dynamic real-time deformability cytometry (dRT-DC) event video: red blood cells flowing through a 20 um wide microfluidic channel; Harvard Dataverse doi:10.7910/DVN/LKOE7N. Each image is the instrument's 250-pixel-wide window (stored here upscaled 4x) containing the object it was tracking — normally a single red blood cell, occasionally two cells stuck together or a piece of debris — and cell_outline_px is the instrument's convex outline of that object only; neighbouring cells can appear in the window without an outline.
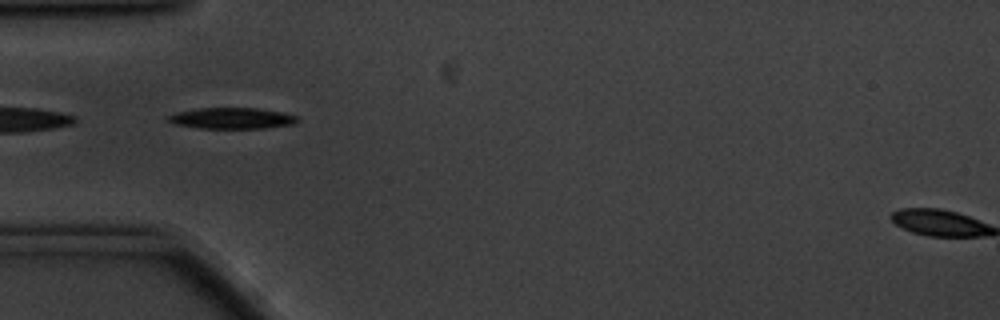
{"species": "common noctule bat (a hibernating species)", "species_latin": "Nyctalus noctula", "temperature_condition": "cold", "stored_images_in_passage": 48, "camera_frame_rate_fps": 3000, "um_per_image_px": 0.085, "animal": {"sex": "male", "body_mass_g": 20.1, "forearm_length_mm": 53.5}, "frame": {"image": 1, "passage_image": 8, "time_ms": 2.333, "image_size_px": [1000, 320], "cell_outline_px": [[300, 120], [292, 124], [264, 128], [200, 128], [176, 124], [164, 120], [168, 116], [176, 112], [196, 108], [256, 108], [284, 112], [296, 116]], "centroid_in_image_um": [19.69, 10.04], "position_along_channel_um": 65.3, "area_um2": 15.9}}
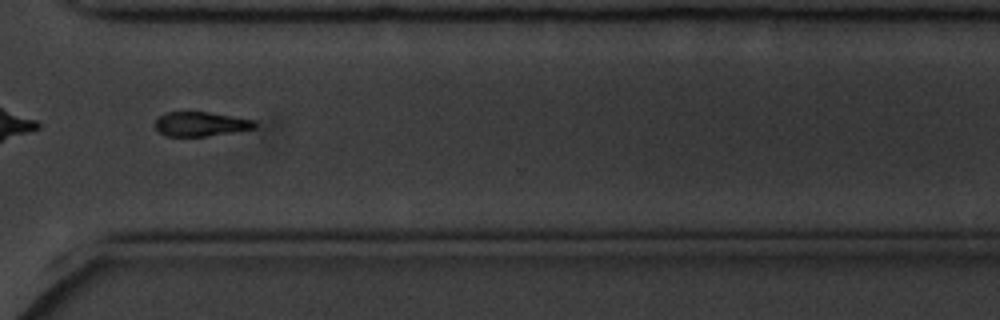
{"frame": {"image": 2, "passage_image": 33, "time_ms": 10.667, "image_size_px": [1000, 320], "cell_outline_px": [[256, 128], [204, 136], [168, 136], [160, 132], [156, 128], [156, 120], [164, 112], [208, 112], [256, 120]], "centroid_in_image_um": [17.07, 10.53], "position_along_channel_um": 353.5, "area_um2": 13.93}}
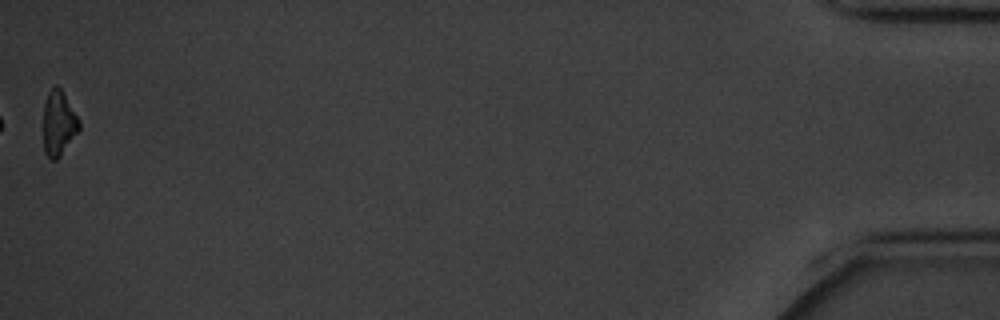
{"frame": {"image": 3, "passage_image": 48, "time_ms": 15.667, "image_size_px": [1000, 320], "cell_outline_px": [[80, 128], [60, 156], [56, 160], [52, 160], [44, 152], [44, 104], [48, 92], [56, 84], [60, 88], [80, 120]], "centroid_in_image_um": [4.98, 10.47], "position_along_channel_um": 430.2, "area_um2": 13.29}, "authors_computed_cell_mechanics": {"area_um2": 15.8083, "velocity_mm_per_s": 3.4611, "shape_relaxation_time_tau1_ms": 2.2781, "shape_relaxation_time_tau2_ms": null, "deformation_change_tau1": 0.1281, "deformation_change_tau2": null}}